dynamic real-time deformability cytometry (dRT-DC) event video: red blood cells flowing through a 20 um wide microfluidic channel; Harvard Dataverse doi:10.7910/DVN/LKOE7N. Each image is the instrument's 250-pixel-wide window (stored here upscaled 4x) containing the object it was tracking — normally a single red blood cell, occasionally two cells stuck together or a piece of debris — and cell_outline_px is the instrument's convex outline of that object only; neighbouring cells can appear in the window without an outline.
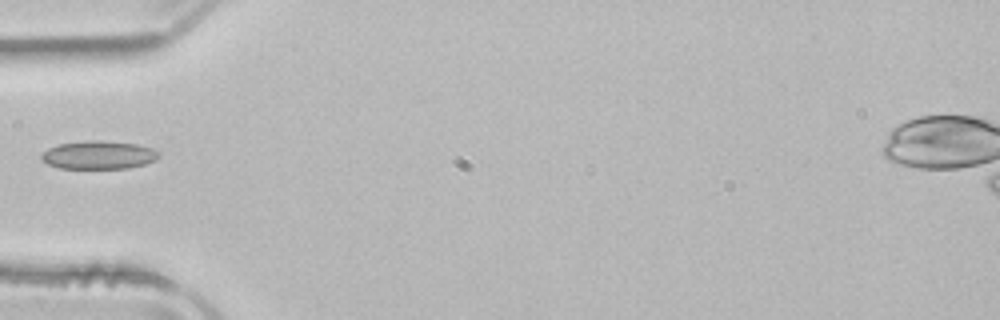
{"species": "common noctule bat (a hibernating species)", "species_latin": "Nyctalus noctula", "temperature_condition": "room temperature", "stored_images_in_passage": 34, "camera_frame_rate_fps": 3000, "um_per_image_px": 0.085, "animal": {"sex": "male", "body_mass_g": 21.5, "forearm_length_mm": 52.0}, "frame": {"image": 1, "passage_image": 1, "time_ms": 0.0, "image_size_px": [1000, 320], "cell_outline_px": [[160, 156], [156, 160], [144, 164], [128, 168], [60, 168], [48, 164], [40, 156], [48, 148], [60, 144], [88, 140], [100, 140], [136, 144], [152, 148], [160, 152]], "centroid_in_image_um": [8.42, 13.17], "position_along_channel_um": 76.6, "area_um2": 19.19}}
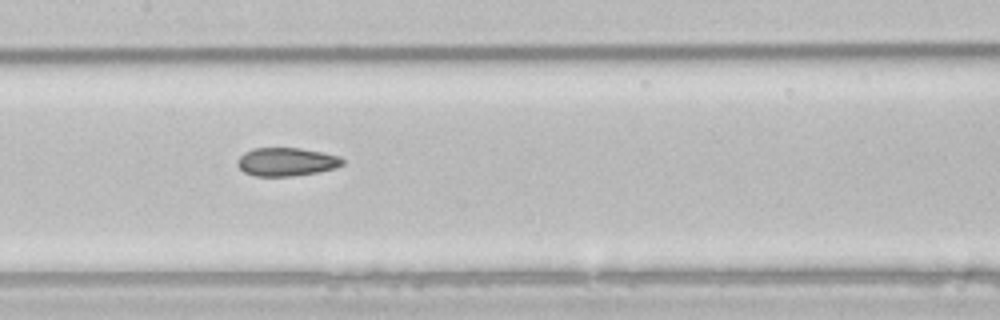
{"frame": {"image": 2, "passage_image": 9, "time_ms": 2.667, "image_size_px": [1000, 320], "cell_outline_px": [[344, 164], [336, 168], [316, 172], [292, 176], [256, 176], [244, 172], [236, 164], [236, 160], [244, 152], [252, 148], [300, 148], [340, 156], [344, 160]], "centroid_in_image_um": [24.33, 13.75], "position_along_channel_um": 183.1, "area_um2": 17.4}}
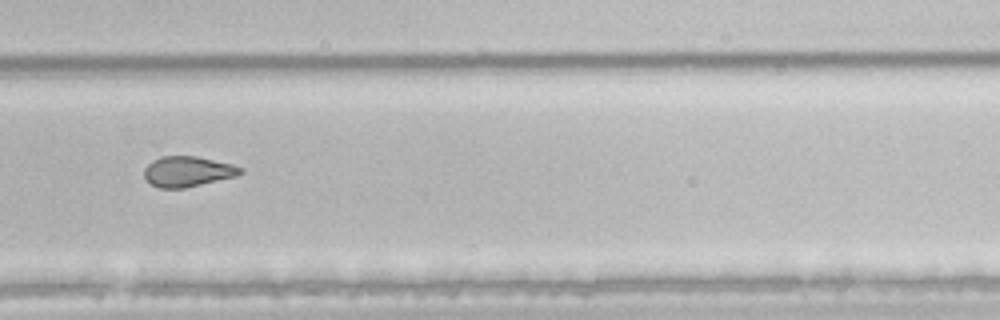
{"frame": {"image": 3, "passage_image": 19, "time_ms": 6.0, "image_size_px": [1000, 320], "cell_outline_px": [[244, 172], [236, 176], [184, 188], [160, 188], [152, 184], [144, 176], [144, 168], [152, 160], [160, 156], [196, 156], [232, 164], [244, 168]], "centroid_in_image_um": [15.96, 14.57], "position_along_channel_um": 313.8, "area_um2": 16.99}}